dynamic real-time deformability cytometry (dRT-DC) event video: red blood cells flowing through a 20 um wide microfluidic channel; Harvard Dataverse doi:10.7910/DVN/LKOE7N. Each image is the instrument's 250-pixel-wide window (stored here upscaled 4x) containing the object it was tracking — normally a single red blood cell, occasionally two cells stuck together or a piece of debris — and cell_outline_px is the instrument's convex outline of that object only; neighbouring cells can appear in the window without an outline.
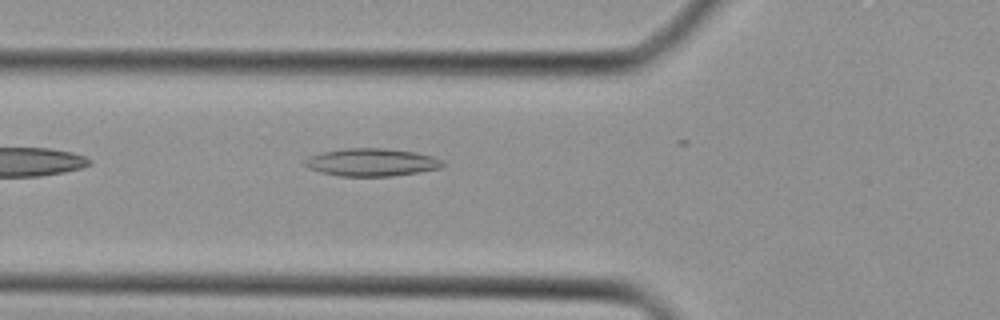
{"species": "Egyptian fruit bat (a non-hibernating species)", "species_latin": "Rousettus aegyptiacus", "temperature_condition": "cold", "stored_images_in_passage": 22, "camera_frame_rate_fps": 3000, "um_per_image_px": 0.085, "animal": {"sex": "female"}, "frame": {"image": 1, "passage_image": 3, "time_ms": 0.667, "image_size_px": [1000, 320], "cell_outline_px": [[444, 164], [440, 168], [420, 172], [392, 176], [340, 176], [320, 172], [308, 168], [304, 164], [304, 160], [320, 152], [344, 148], [384, 148], [416, 152], [432, 156], [440, 160]], "centroid_in_image_um": [31.57, 13.79], "position_along_channel_um": 94.2, "area_um2": 22.25}}
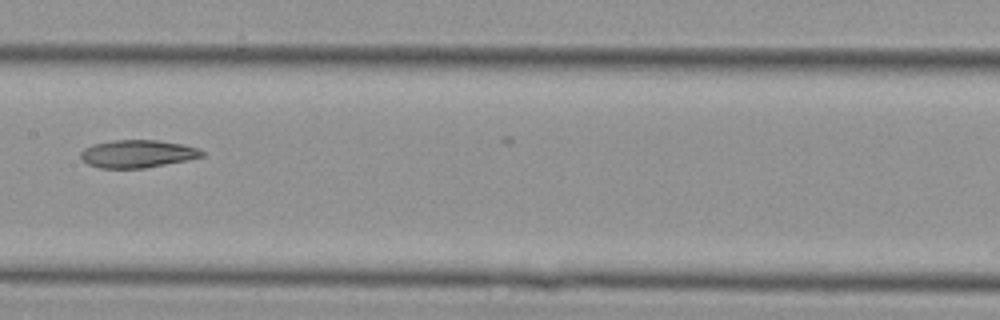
{"frame": {"image": 2, "passage_image": 9, "time_ms": 2.667, "image_size_px": [1000, 320], "cell_outline_px": [[204, 156], [188, 160], [144, 168], [100, 168], [88, 164], [80, 156], [80, 152], [84, 148], [92, 144], [112, 140], [156, 140], [184, 144], [196, 148], [204, 152]], "centroid_in_image_um": [11.68, 13.07], "position_along_channel_um": 195.7, "area_um2": 19.59}}
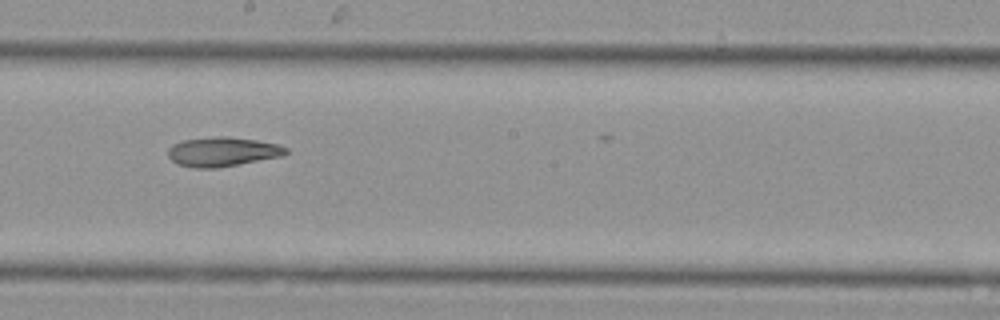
{"frame": {"image": 3, "passage_image": 11, "time_ms": 3.333, "image_size_px": [1000, 320], "cell_outline_px": [[288, 152], [284, 156], [216, 168], [196, 168], [176, 164], [168, 156], [168, 148], [172, 144], [184, 140], [216, 136], [228, 136], [256, 140], [276, 144], [288, 148]], "centroid_in_image_um": [18.91, 12.9], "position_along_channel_um": 229.3, "area_um2": 20.23}}